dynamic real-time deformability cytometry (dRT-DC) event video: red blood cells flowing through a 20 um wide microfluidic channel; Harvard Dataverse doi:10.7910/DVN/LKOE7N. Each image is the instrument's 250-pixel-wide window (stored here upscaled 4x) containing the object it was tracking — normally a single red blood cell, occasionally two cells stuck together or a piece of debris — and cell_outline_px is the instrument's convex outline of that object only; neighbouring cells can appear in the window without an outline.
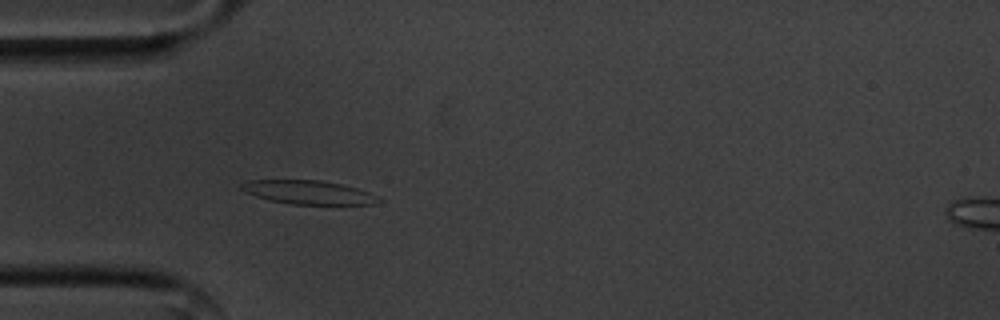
{"species": "common noctule bat (a hibernating species)", "species_latin": "Nyctalus noctula", "temperature_condition": "cold", "stored_images_in_passage": 51, "camera_frame_rate_fps": 3000, "um_per_image_px": 0.085, "animal": {"sex": "male", "body_mass_g": 20.1, "forearm_length_mm": 53.5}, "frame": {"image": 1, "passage_image": 12, "time_ms": 3.667, "image_size_px": [1000, 320], "cell_outline_px": [[384, 200], [376, 204], [292, 204], [272, 200], [256, 196], [244, 192], [240, 188], [240, 184], [248, 180], [320, 180], [340, 184], [356, 188], [368, 192]], "centroid_in_image_um": [26.21, 16.34], "position_along_channel_um": 58.8, "area_um2": 18.79}}
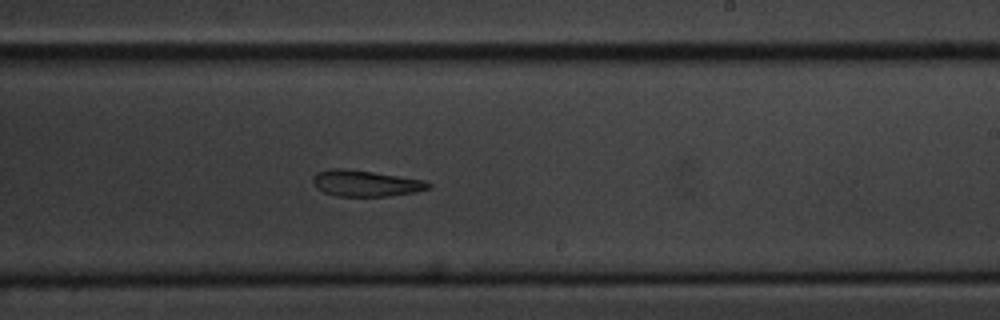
{"frame": {"image": 2, "passage_image": 29, "time_ms": 9.333, "image_size_px": [1000, 320], "cell_outline_px": [[432, 184], [428, 188], [416, 192], [388, 196], [336, 196], [324, 192], [316, 188], [312, 180], [312, 176], [316, 172], [332, 168], [344, 168], [372, 172], [424, 180]], "centroid_in_image_um": [31.03, 15.58], "position_along_channel_um": 258.0, "area_um2": 17.57}}
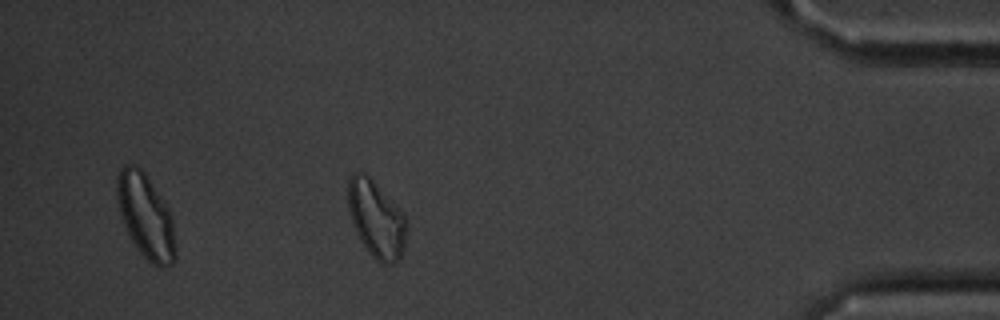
{"frame": {"image": 3, "passage_image": 45, "time_ms": 14.667, "image_size_px": [1000, 320], "cell_outline_px": [[408, 228], [400, 260], [392, 264], [380, 264], [372, 256], [360, 240], [352, 220], [348, 208], [348, 180], [356, 172], [360, 172], [368, 176], [372, 180], [408, 220]], "centroid_in_image_um": [32.0, 18.68], "position_along_channel_um": 403.2, "area_um2": 25.78}, "authors_computed_cell_mechanics": {"area_um2": 19.4786, "velocity_mm_per_s": 3.5616, "shape_relaxation_time_tau1_ms": 5.0351, "shape_relaxation_time_tau2_ms": 7.252, "deformation_change_tau1": 0.1269, "deformation_change_tau2": 0.1533}}